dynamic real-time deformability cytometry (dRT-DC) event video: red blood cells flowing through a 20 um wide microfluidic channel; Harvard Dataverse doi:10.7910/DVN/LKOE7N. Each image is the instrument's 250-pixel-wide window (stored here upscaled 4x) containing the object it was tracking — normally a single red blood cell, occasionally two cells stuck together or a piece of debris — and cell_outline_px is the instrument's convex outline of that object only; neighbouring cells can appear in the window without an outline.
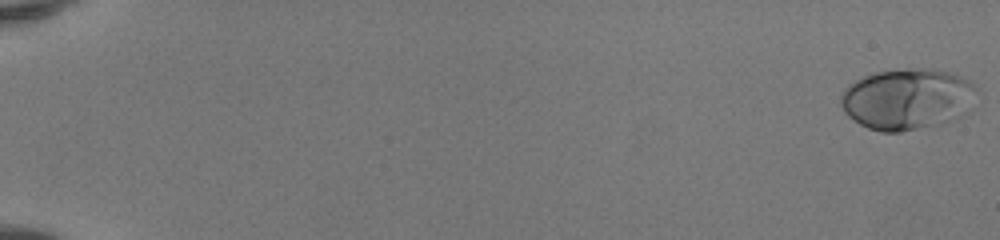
{"species": "human", "species_latin": "Homo sapiens", "temperature_condition": "room temperature", "stored_images_in_passage": 52, "camera_frame_rate_fps": 3000, "um_per_image_px": 0.085, "donor": {"sex": "female"}, "frame": {"image": 1, "passage_image": 1, "time_ms": 0.0, "image_size_px": [1000, 240], "cell_outline_px": [[972, 88], [960, 116], [940, 124], [900, 132], [884, 132], [868, 128], [860, 124], [848, 116], [844, 112], [840, 104], [840, 96], [844, 88], [848, 84], [864, 76], [876, 72], [908, 68], [932, 68], [948, 72], [960, 76], [968, 80], [972, 84]], "centroid_in_image_um": [76.96, 8.41], "position_along_channel_um": 8.0, "area_um2": 47.4}}
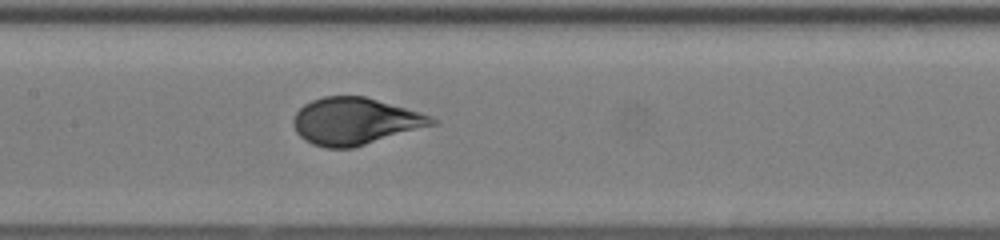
{"frame": {"image": 2, "passage_image": 28, "time_ms": 9.0, "image_size_px": [1000, 240], "cell_outline_px": [[440, 120], [436, 124], [352, 148], [324, 148], [312, 144], [304, 140], [296, 132], [292, 124], [292, 120], [296, 112], [304, 104], [312, 100], [324, 96], [364, 96], [432, 116]], "centroid_in_image_um": [30.15, 10.31], "position_along_channel_um": 177.3, "area_um2": 37.8}}
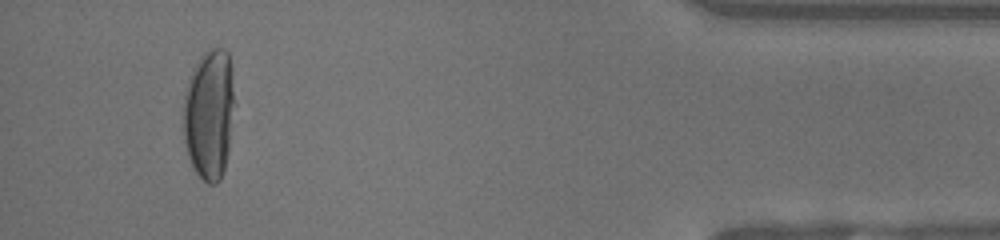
{"frame": {"image": 3, "passage_image": 49, "time_ms": 16.0, "image_size_px": [1000, 240], "cell_outline_px": [[236, 104], [228, 152], [224, 172], [220, 180], [216, 184], [208, 184], [196, 172], [188, 156], [184, 140], [184, 92], [188, 80], [200, 56], [208, 48], [224, 48], [228, 52], [232, 68]], "centroid_in_image_um": [17.82, 9.68], "position_along_channel_um": 417.4, "area_um2": 39.65}, "authors_computed_cell_mechanics": {"area_um2": 39.3907, "velocity_mm_per_s": 4.1479, "shape_relaxation_time_tau1_ms": 5.5337, "shape_relaxation_time_tau2_ms": null, "deformation_change_tau1": 0.2401, "deformation_change_tau2": null}}